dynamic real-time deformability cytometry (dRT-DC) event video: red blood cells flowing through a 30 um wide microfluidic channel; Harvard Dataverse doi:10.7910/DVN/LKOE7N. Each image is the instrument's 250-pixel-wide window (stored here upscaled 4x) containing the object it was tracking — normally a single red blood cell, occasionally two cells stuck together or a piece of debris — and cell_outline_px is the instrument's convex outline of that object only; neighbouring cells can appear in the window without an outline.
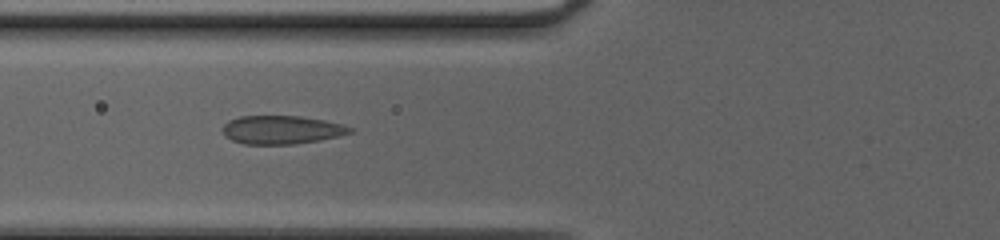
{"species": "common noctule bat (a hibernating species)", "species_latin": "Nyctalus noctula", "temperature_condition": "cold", "stored_images_in_passage": 51, "camera_frame_rate_fps": 3000, "um_per_image_px": 0.085, "animal": {"sex": "female", "body_mass_g": 20.0, "forearm_length_mm": 54.0}, "frame": {"image": 1, "passage_image": 22, "time_ms": 7.0, "image_size_px": [1000, 240], "cell_outline_px": [[356, 128], [352, 132], [340, 136], [320, 140], [296, 144], [244, 144], [232, 140], [224, 136], [220, 128], [228, 120], [240, 116], [300, 116], [324, 120], [344, 124]], "centroid_in_image_um": [23.94, 11.03], "position_along_channel_um": 101.9, "area_um2": 21.44}}
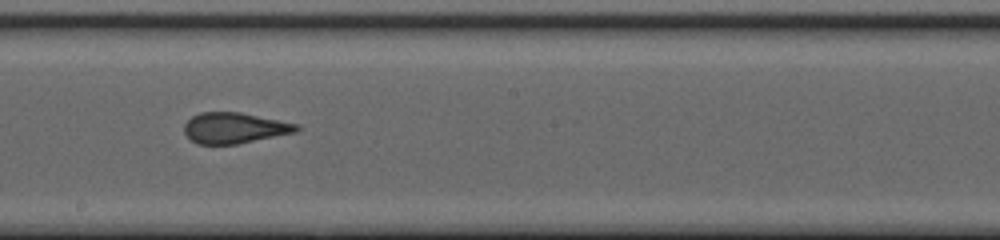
{"frame": {"image": 2, "passage_image": 31, "time_ms": 10.0, "image_size_px": [1000, 240], "cell_outline_px": [[300, 128], [296, 132], [236, 144], [196, 144], [184, 132], [184, 124], [192, 116], [200, 112], [240, 112], [300, 124]], "centroid_in_image_um": [19.93, 10.87], "position_along_channel_um": 228.3, "area_um2": 20.11}}
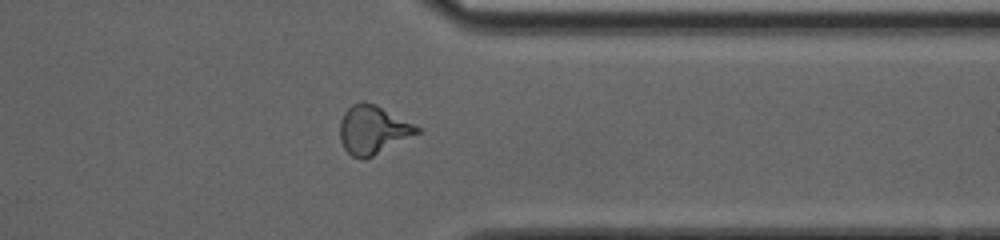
{"frame": {"image": 3, "passage_image": 42, "time_ms": 13.667, "image_size_px": [1000, 240], "cell_outline_px": [[420, 132], [364, 160], [360, 160], [352, 156], [344, 148], [340, 140], [340, 120], [344, 112], [352, 104], [360, 100], [364, 100], [376, 104], [420, 128]], "centroid_in_image_um": [31.64, 11.02], "position_along_channel_um": 379.8, "area_um2": 21.68}, "authors_computed_cell_mechanics": {"area_um2": 21.5594, "velocity_mm_per_s": 4.2089, "shape_relaxation_time_tau1_ms": null, "shape_relaxation_time_tau2_ms": 1.0506, "deformation_change_tau1": null, "deformation_change_tau2": 0.0735}}